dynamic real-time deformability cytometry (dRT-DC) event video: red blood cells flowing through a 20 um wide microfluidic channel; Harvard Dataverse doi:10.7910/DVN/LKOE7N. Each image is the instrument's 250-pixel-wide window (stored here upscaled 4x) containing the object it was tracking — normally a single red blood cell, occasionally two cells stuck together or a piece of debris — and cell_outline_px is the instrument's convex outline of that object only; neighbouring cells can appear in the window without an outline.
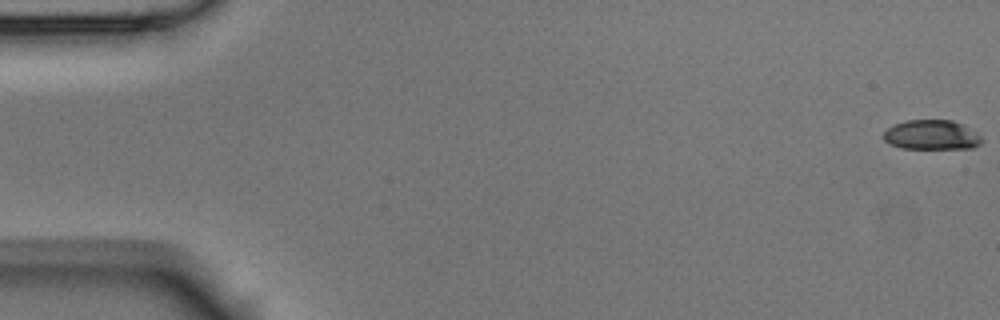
{"species": "Egyptian fruit bat (a non-hibernating species)", "species_latin": "Rousettus aegyptiacus", "temperature_condition": "room temperature", "stored_images_in_passage": 57, "camera_frame_rate_fps": 3000, "um_per_image_px": 0.085, "animal": {"sex": "male"}, "frame": {"image": 1, "passage_image": 1, "time_ms": 0.0, "image_size_px": [1000, 320], "cell_outline_px": [[984, 140], [980, 144], [972, 148], [900, 148], [888, 144], [884, 140], [884, 132], [888, 128], [896, 124], [908, 120], [952, 120], [964, 124], [980, 136]], "centroid_in_image_um": [79.2, 11.47], "position_along_channel_um": 5.8, "area_um2": 16.94}}
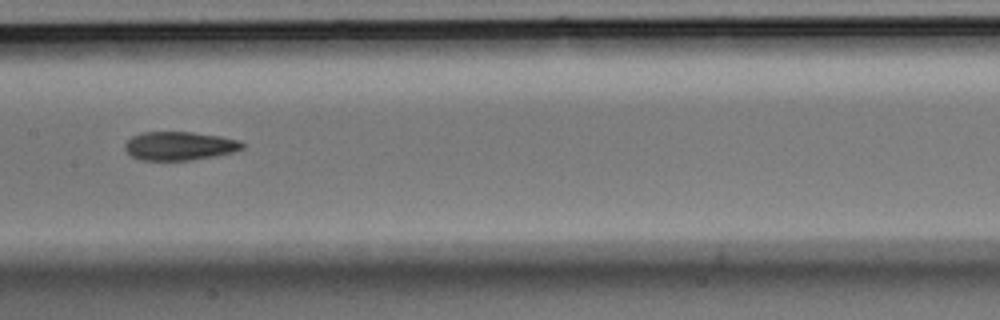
{"frame": {"image": 2, "passage_image": 29, "time_ms": 9.333, "image_size_px": [1000, 320], "cell_outline_px": [[244, 148], [232, 152], [216, 156], [192, 160], [140, 160], [132, 156], [124, 148], [124, 144], [132, 136], [144, 132], [192, 132], [220, 136], [240, 140], [244, 144]], "centroid_in_image_um": [15.27, 12.4], "position_along_channel_um": 192.1, "area_um2": 19.59}}
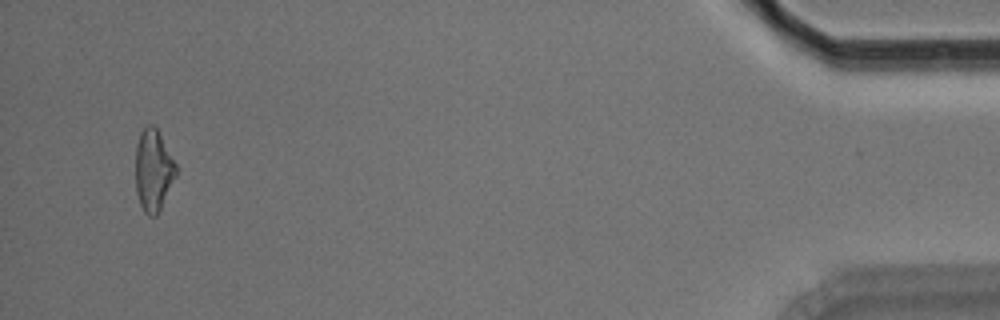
{"frame": {"image": 3, "passage_image": 55, "time_ms": 18.0, "image_size_px": [1000, 320], "cell_outline_px": [[176, 176], [156, 216], [148, 216], [144, 212], [140, 204], [136, 192], [136, 144], [140, 132], [148, 124], [152, 124], [156, 128], [176, 164]], "centroid_in_image_um": [13.01, 14.48], "position_along_channel_um": 422.2, "area_um2": 19.02}, "authors_computed_cell_mechanics": {"area_um2": 19.4786, "velocity_mm_per_s": 3.574, "shape_relaxation_time_tau1_ms": 4.5512, "shape_relaxation_time_tau2_ms": 4.8192, "deformation_change_tau1": 0.1523, "deformation_change_tau2": 0.1418}}